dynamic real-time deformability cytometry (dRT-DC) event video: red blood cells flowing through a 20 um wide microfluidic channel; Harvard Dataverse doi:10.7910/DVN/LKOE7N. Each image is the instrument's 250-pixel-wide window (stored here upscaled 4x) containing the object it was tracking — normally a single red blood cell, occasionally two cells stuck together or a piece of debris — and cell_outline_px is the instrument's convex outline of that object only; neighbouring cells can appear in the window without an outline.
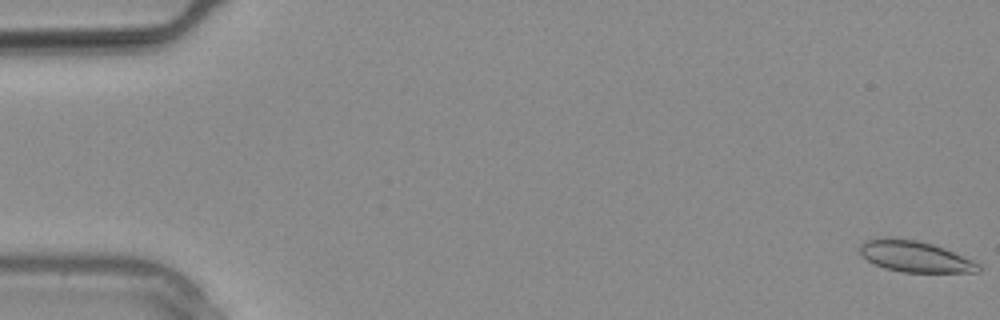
{"species": "common noctule bat (a hibernating species)", "species_latin": "Nyctalus noctula", "temperature_condition": "warm", "stored_images_in_passage": 28, "camera_frame_rate_fps": 3000, "um_per_image_px": 0.085, "animal": {"sex": "male", "body_mass_g": 20.4}, "frame": {"image": 1, "passage_image": 1, "time_ms": 0.0, "image_size_px": [1000, 320], "cell_outline_px": [[980, 272], [904, 272], [884, 268], [868, 260], [860, 252], [860, 244], [864, 240], [876, 236], [892, 236], [916, 240], [932, 244], [944, 248], [972, 260], [980, 264]], "centroid_in_image_um": [77.72, 21.77], "position_along_channel_um": 7.3, "area_um2": 21.68}}
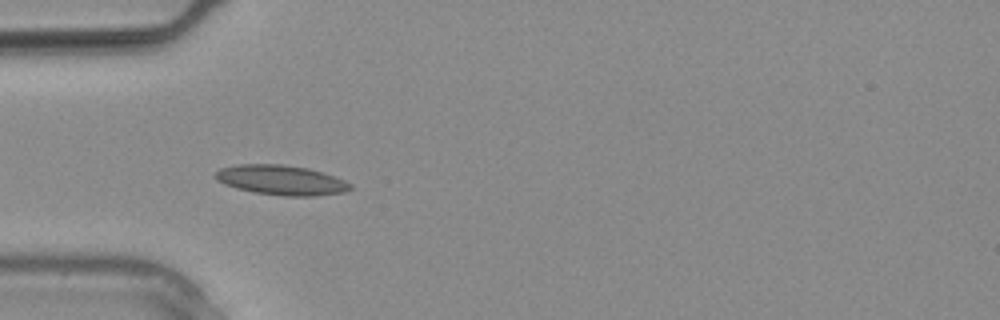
{"frame": {"image": 2, "passage_image": 9, "time_ms": 2.667, "image_size_px": [1000, 320], "cell_outline_px": [[352, 188], [344, 192], [316, 196], [284, 196], [256, 192], [236, 188], [224, 184], [216, 180], [212, 176], [220, 168], [236, 164], [284, 164], [308, 168], [336, 176], [352, 184]], "centroid_in_image_um": [23.89, 15.3], "position_along_channel_um": 61.1, "area_um2": 23.64}}